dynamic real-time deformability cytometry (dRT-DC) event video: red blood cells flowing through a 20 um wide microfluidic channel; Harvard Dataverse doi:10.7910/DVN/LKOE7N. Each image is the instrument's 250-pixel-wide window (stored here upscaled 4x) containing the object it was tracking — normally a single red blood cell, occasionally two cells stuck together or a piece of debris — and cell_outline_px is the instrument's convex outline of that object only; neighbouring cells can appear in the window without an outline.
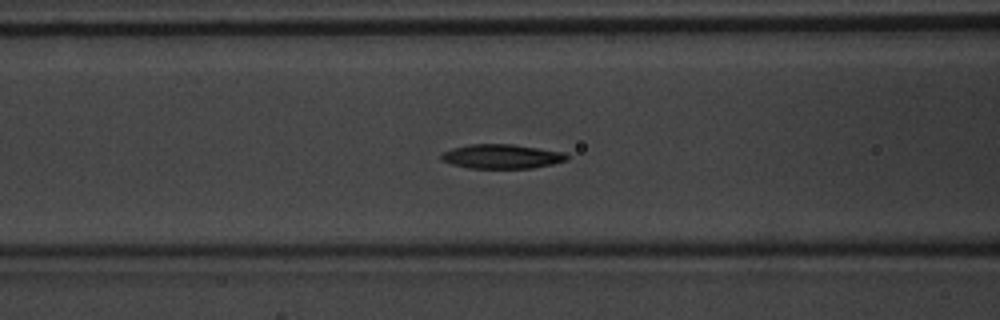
{"species": "common noctule bat (a hibernating species)", "species_latin": "Nyctalus noctula", "temperature_condition": "warm", "stored_images_in_passage": 50, "camera_frame_rate_fps": 3000, "um_per_image_px": 0.085, "animal": {"sex": "male", "body_mass_g": 20.1, "forearm_length_mm": 53.5}, "frame": {"image": 1, "passage_image": 20, "time_ms": 6.333, "image_size_px": [1000, 320], "cell_outline_px": [[568, 160], [552, 164], [532, 168], [468, 168], [452, 164], [440, 160], [440, 156], [444, 152], [452, 148], [472, 144], [512, 144], [564, 152], [568, 156]], "centroid_in_image_um": [42.64, 13.3], "position_along_channel_um": 124.0, "area_um2": 17.74}}
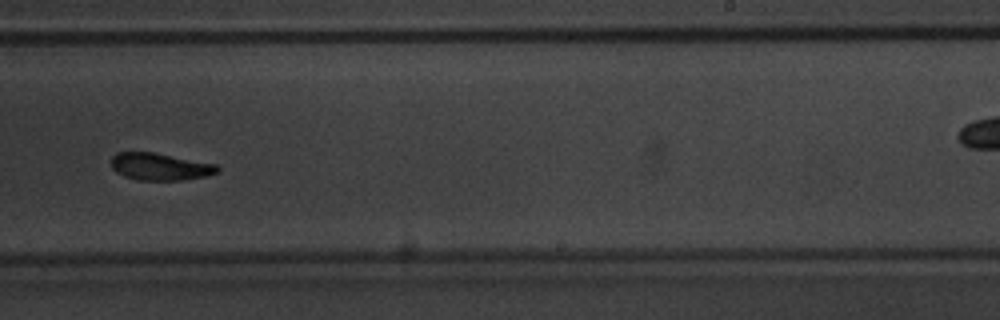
{"frame": {"image": 2, "passage_image": 31, "time_ms": 10.0, "image_size_px": [1000, 320], "cell_outline_px": [[220, 172], [204, 176], [180, 180], [140, 180], [124, 176], [116, 172], [112, 168], [112, 156], [116, 152], [156, 152], [216, 164], [220, 168]], "centroid_in_image_um": [13.61, 14.15], "position_along_channel_um": 275.4, "area_um2": 16.88}}
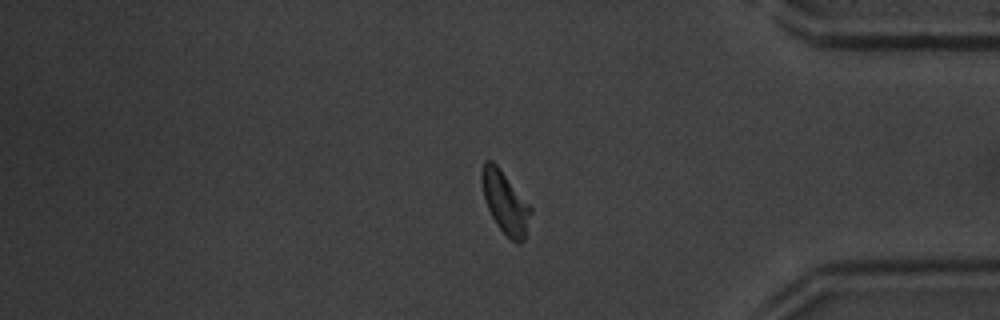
{"frame": {"image": 3, "passage_image": 41, "time_ms": 13.333, "image_size_px": [1000, 320], "cell_outline_px": [[532, 212], [524, 240], [512, 240], [496, 224], [484, 200], [480, 180], [480, 176], [484, 160], [492, 160], [500, 168], [532, 208]], "centroid_in_image_um": [42.91, 17.15], "position_along_channel_um": 392.3, "area_um2": 17.51}, "authors_computed_cell_mechanics": {"area_um2": 17.3978, "velocity_mm_per_s": 4.1336, "shape_relaxation_time_tau1_ms": 2.4255, "shape_relaxation_time_tau2_ms": 3.2059, "deformation_change_tau1": 0.1504, "deformation_change_tau2": 0.1068}}